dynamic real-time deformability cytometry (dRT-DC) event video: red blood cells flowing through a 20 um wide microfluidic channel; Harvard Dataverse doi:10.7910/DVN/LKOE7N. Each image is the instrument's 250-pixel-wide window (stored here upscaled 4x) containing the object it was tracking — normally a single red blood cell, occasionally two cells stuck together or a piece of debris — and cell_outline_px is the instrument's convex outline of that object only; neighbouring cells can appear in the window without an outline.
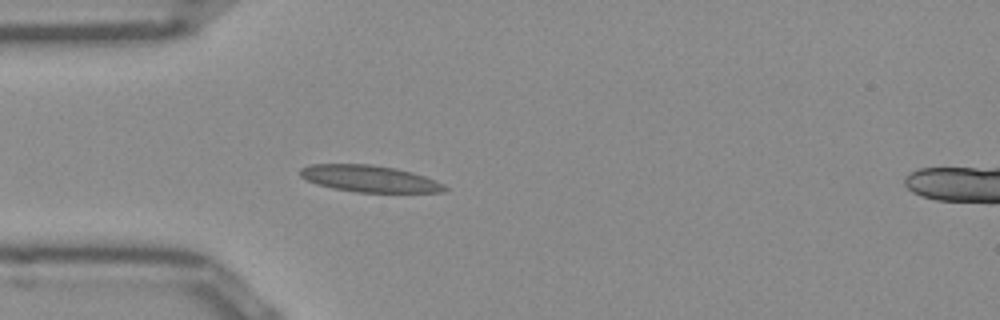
{"species": "Egyptian fruit bat (a non-hibernating species)", "species_latin": "Rousettus aegyptiacus", "temperature_condition": "room temperature", "stored_images_in_passage": 38, "camera_frame_rate_fps": 3000, "um_per_image_px": 0.085, "frame": {"image": 1, "passage_image": 1, "time_ms": 0.0, "image_size_px": [1000, 320], "cell_outline_px": [[448, 188], [444, 192], [356, 192], [332, 188], [316, 184], [300, 176], [300, 168], [308, 164], [372, 164], [396, 168], [412, 172], [424, 176], [444, 184]], "centroid_in_image_um": [31.38, 15.18], "position_along_channel_um": 53.6, "area_um2": 22.48}}
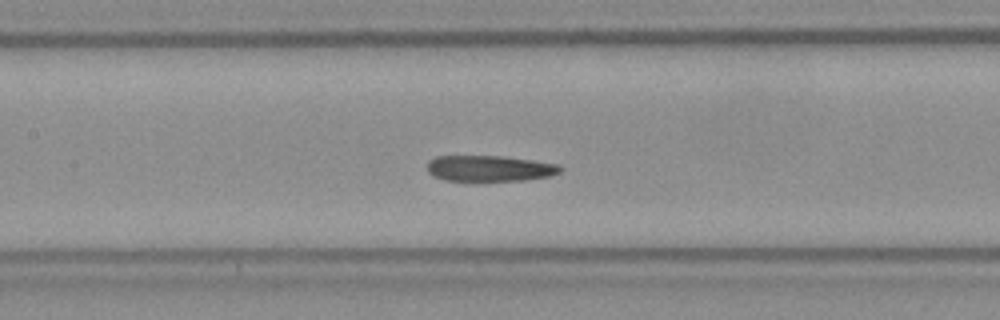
{"frame": {"image": 2, "passage_image": 10, "time_ms": 3.0, "image_size_px": [1000, 320], "cell_outline_px": [[564, 168], [560, 172], [548, 176], [524, 180], [444, 180], [432, 176], [428, 172], [428, 160], [436, 156], [504, 156], [560, 164]], "centroid_in_image_um": [41.62, 14.3], "position_along_channel_um": 165.8, "area_um2": 20.06}}
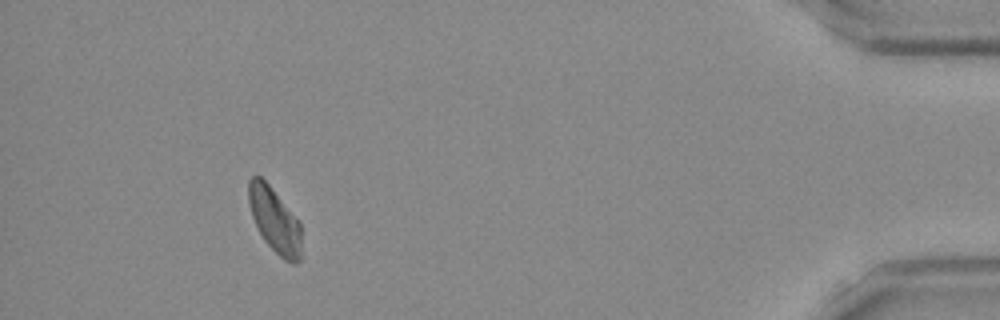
{"frame": {"image": 3, "passage_image": 34, "time_ms": 11.0, "image_size_px": [1000, 320], "cell_outline_px": [[300, 260], [296, 264], [292, 264], [284, 260], [264, 240], [252, 216], [248, 204], [248, 180], [252, 176], [260, 176], [268, 184], [300, 220]], "centroid_in_image_um": [23.34, 18.7], "position_along_channel_um": 411.9, "area_um2": 19.88}, "authors_computed_cell_mechanics": {"area_um2": 20.7502, "velocity_mm_per_s": 3.9064, "shape_relaxation_time_tau1_ms": null, "shape_relaxation_time_tau2_ms": 6.0154, "deformation_change_tau1": null, "deformation_change_tau2": 0.1333}}